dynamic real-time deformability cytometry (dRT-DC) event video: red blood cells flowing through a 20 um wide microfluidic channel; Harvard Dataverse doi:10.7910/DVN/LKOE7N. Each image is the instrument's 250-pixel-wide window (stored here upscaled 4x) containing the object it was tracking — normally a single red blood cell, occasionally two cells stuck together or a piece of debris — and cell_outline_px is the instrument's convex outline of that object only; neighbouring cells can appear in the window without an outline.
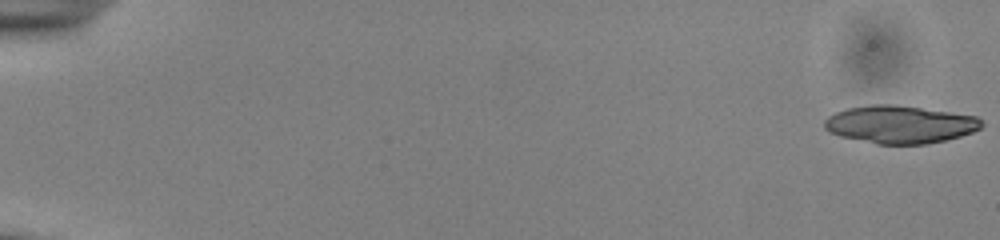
{"species": "common noctule bat (a hibernating species)", "species_latin": "Nyctalus noctula", "temperature_condition": "cold", "stored_images_in_passage": 11, "camera_frame_rate_fps": 3000, "um_per_image_px": 0.085, "animal": {"sex": "male", "body_mass_g": 13.0, "forearm_length_mm": 53.1}, "frame": {"image": 1, "passage_image": 1, "time_ms": 0.0, "image_size_px": [1000, 240], "cell_outline_px": [[984, 124], [980, 128], [972, 132], [960, 136], [944, 140], [924, 144], [876, 144], [840, 136], [828, 132], [824, 128], [824, 120], [828, 116], [836, 112], [848, 108], [872, 104], [892, 104], [976, 116]], "centroid_in_image_um": [76.45, 10.58], "position_along_channel_um": 8.6, "area_um2": 34.33}}